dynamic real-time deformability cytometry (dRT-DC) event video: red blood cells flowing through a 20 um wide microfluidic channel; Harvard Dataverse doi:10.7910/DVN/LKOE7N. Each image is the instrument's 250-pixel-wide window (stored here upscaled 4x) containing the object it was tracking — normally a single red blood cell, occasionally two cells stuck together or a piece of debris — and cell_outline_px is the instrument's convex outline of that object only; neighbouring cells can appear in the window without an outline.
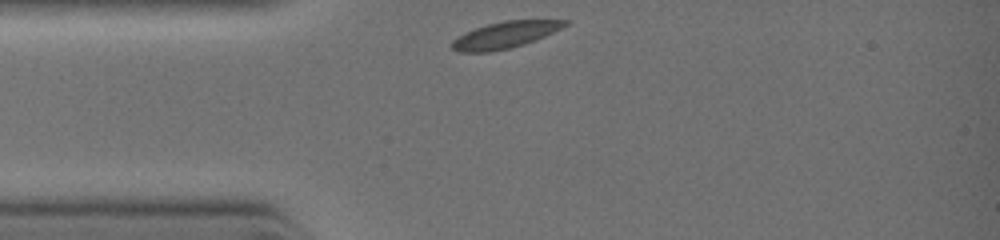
{"species": "common noctule bat (a hibernating species)", "species_latin": "Nyctalus noctula", "temperature_condition": "warm", "stored_images_in_passage": 22, "camera_frame_rate_fps": 3000, "um_per_image_px": 0.085, "animal": {"sex": "female", "body_mass_g": 19.0, "forearm_length_mm": 51.5}, "frame": {"image": 1, "passage_image": 1, "time_ms": 0.0, "image_size_px": [1000, 240], "cell_outline_px": [[572, 20], [568, 24], [544, 36], [524, 44], [492, 52], [460, 52], [452, 48], [452, 40], [476, 28], [488, 24], [504, 20]], "centroid_in_image_um": [42.94, 2.97], "position_along_channel_um": 42.1, "area_um2": 17.11}}
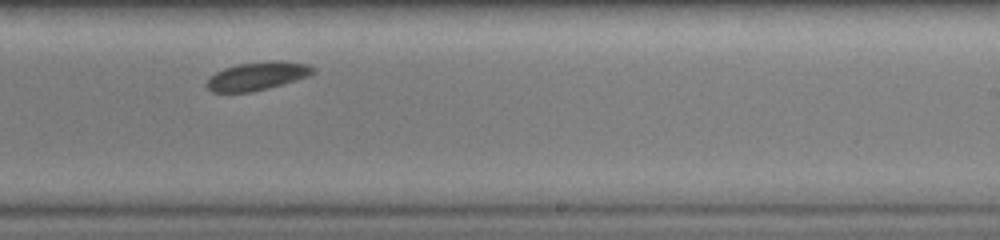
{"frame": {"image": 2, "passage_image": 14, "time_ms": 4.333, "image_size_px": [1000, 240], "cell_outline_px": [[316, 72], [308, 76], [268, 88], [252, 92], [212, 92], [204, 84], [216, 72], [224, 68], [240, 64], [272, 60], [280, 60], [308, 64], [316, 68]], "centroid_in_image_um": [21.89, 6.46], "position_along_channel_um": 267.1, "area_um2": 17.46}}
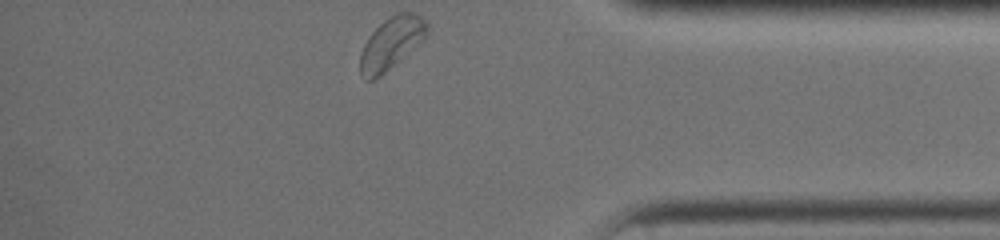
{"frame": {"image": 3, "passage_image": 22, "time_ms": 7.0, "image_size_px": [1000, 240], "cell_outline_px": [[428, 36], [424, 40], [380, 76], [372, 80], [364, 80], [360, 76], [360, 52], [368, 36], [384, 20], [396, 12], [412, 12], [420, 16], [428, 24]], "centroid_in_image_um": [33.26, 3.67], "position_along_channel_um": 401.9, "area_um2": 20.4}}